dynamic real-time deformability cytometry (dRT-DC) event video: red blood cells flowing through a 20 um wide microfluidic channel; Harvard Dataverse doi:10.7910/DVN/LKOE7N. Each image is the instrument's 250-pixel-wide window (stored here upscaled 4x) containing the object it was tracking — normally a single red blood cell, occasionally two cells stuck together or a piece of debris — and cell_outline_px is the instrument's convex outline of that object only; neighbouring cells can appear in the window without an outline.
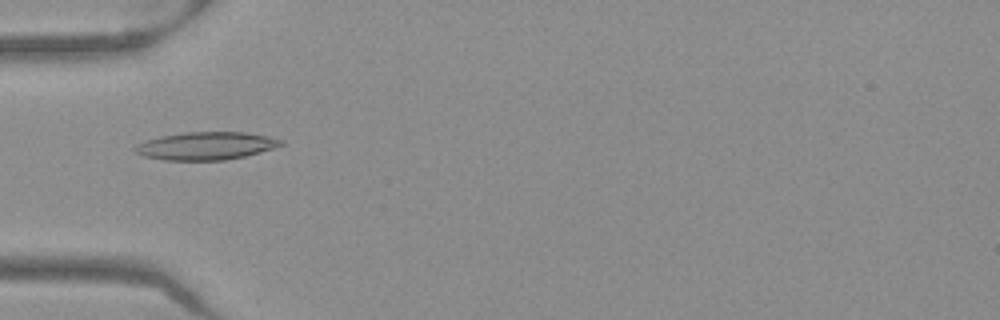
{"species": "Egyptian fruit bat (a non-hibernating species)", "species_latin": "Rousettus aegyptiacus", "temperature_condition": "warm", "stored_images_in_passage": 51, "camera_frame_rate_fps": 3000, "um_per_image_px": 0.085, "frame": {"image": 1, "passage_image": 17, "time_ms": 5.333, "image_size_px": [1000, 320], "cell_outline_px": [[284, 144], [276, 148], [244, 156], [224, 160], [164, 160], [144, 156], [136, 152], [132, 148], [136, 144], [160, 136], [184, 132], [244, 132], [268, 136], [284, 140]], "centroid_in_image_um": [17.53, 12.39], "position_along_channel_um": 67.5, "area_um2": 23.7}}
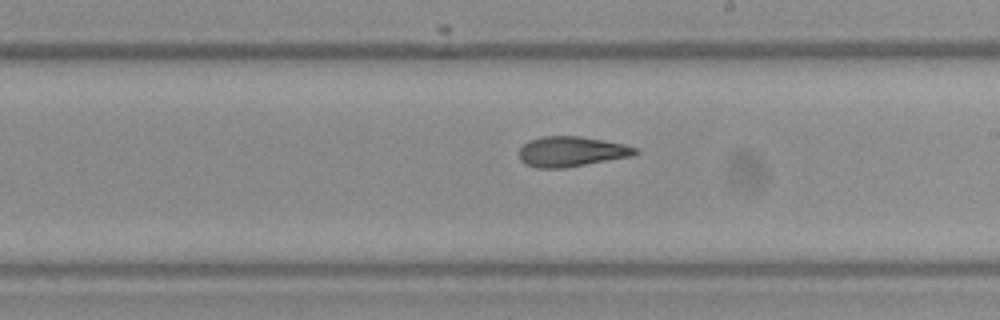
{"frame": {"image": 2, "passage_image": 30, "time_ms": 9.667, "image_size_px": [1000, 320], "cell_outline_px": [[640, 152], [632, 156], [564, 168], [536, 168], [524, 164], [520, 160], [520, 148], [528, 140], [540, 136], [580, 136], [624, 144], [636, 148]], "centroid_in_image_um": [48.54, 12.88], "position_along_channel_um": 240.5, "area_um2": 20.46}}
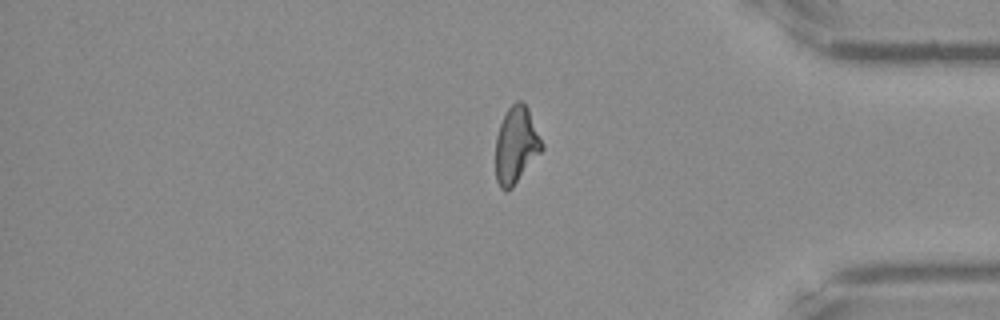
{"frame": {"image": 3, "passage_image": 43, "time_ms": 14.0, "image_size_px": [1000, 320], "cell_outline_px": [[544, 148], [512, 188], [500, 188], [496, 180], [496, 136], [500, 124], [508, 108], [516, 100], [520, 100], [528, 108], [544, 144]], "centroid_in_image_um": [43.88, 12.31], "position_along_channel_um": 391.3, "area_um2": 20.52}, "authors_computed_cell_mechanics": {"area_um2": 21.097, "velocity_mm_per_s": 3.9877, "shape_relaxation_time_tau1_ms": null, "shape_relaxation_time_tau2_ms": 2.9746, "deformation_change_tau1": null, "deformation_change_tau2": 0.1096}}